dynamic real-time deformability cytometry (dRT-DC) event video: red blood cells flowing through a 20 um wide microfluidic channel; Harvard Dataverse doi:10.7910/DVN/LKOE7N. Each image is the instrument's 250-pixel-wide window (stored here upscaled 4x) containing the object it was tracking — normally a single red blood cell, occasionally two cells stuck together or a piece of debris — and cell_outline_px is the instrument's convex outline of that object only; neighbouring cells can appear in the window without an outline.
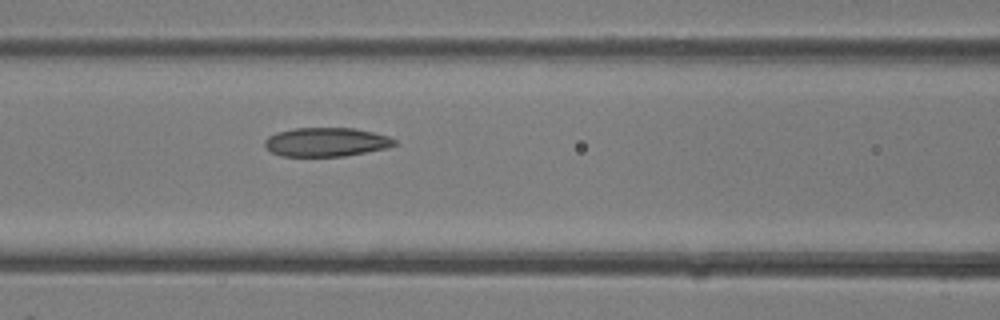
{"species": "common noctule bat (a hibernating species)", "species_latin": "Nyctalus noctula", "temperature_condition": "room temperature", "stored_images_in_passage": 11, "camera_frame_rate_fps": 3000, "um_per_image_px": 0.085, "animal": {"sex": "female"}, "frame": {"image": 1, "passage_image": 10, "time_ms": 3.0, "image_size_px": [1000, 320], "cell_outline_px": [[396, 144], [388, 148], [344, 156], [280, 156], [272, 152], [264, 144], [264, 140], [268, 136], [276, 132], [292, 128], [356, 128], [388, 136], [396, 140]], "centroid_in_image_um": [27.72, 12.07], "position_along_channel_um": 138.9, "area_um2": 21.91}}